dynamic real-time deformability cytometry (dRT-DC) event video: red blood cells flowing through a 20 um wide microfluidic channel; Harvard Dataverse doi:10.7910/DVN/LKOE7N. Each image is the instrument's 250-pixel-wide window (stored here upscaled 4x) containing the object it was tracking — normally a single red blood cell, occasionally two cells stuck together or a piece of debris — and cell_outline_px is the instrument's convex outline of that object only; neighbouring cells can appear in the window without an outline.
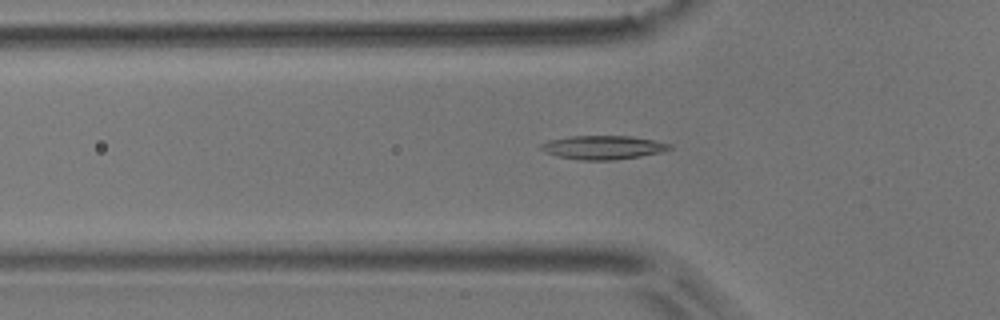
{"species": "common noctule bat (a hibernating species)", "species_latin": "Nyctalus noctula", "temperature_condition": "room temperature", "stored_images_in_passage": 55, "camera_frame_rate_fps": 3000, "um_per_image_px": 0.085, "animal": {"sex": "male", "body_mass_g": 17.9}, "frame": {"image": 1, "passage_image": 18, "time_ms": 5.667, "image_size_px": [1000, 320], "cell_outline_px": [[672, 148], [664, 152], [640, 156], [612, 160], [580, 160], [560, 156], [544, 152], [540, 148], [540, 144], [548, 140], [568, 136], [632, 136], [672, 144]], "centroid_in_image_um": [51.26, 12.52], "position_along_channel_um": 74.5, "area_um2": 17.8}}
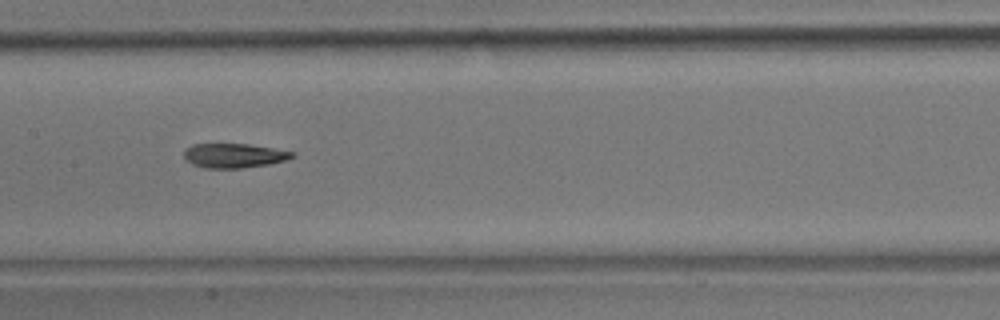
{"frame": {"image": 2, "passage_image": 27, "time_ms": 8.667, "image_size_px": [1000, 320], "cell_outline_px": [[296, 156], [288, 160], [268, 164], [244, 168], [204, 168], [192, 164], [184, 160], [184, 148], [192, 144], [248, 144], [296, 152]], "centroid_in_image_um": [19.88, 13.23], "position_along_channel_um": 187.5, "area_um2": 15.61}}
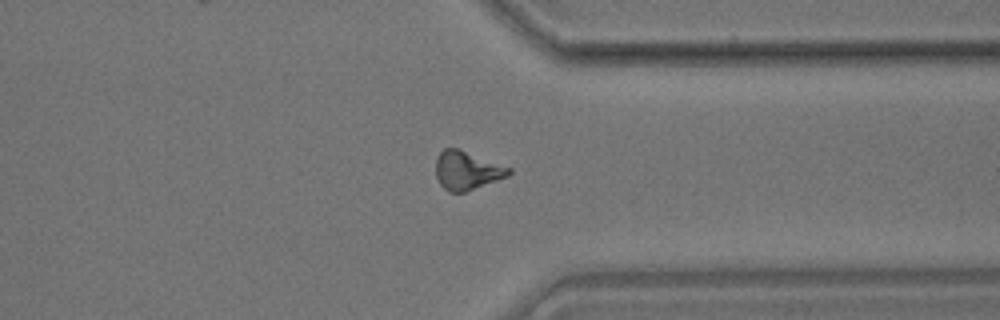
{"frame": {"image": 3, "passage_image": 42, "time_ms": 13.667, "image_size_px": [1000, 320], "cell_outline_px": [[512, 172], [508, 176], [464, 192], [448, 192], [440, 184], [436, 176], [436, 156], [444, 148], [456, 148], [512, 168]], "centroid_in_image_um": [39.67, 14.49], "position_along_channel_um": 371.7, "area_um2": 16.24}, "authors_computed_cell_mechanics": {"area_um2": 16.1262, "velocity_mm_per_s": 3.7335, "shape_relaxation_time_tau1_ms": 8.941, "shape_relaxation_time_tau2_ms": 2.698, "deformation_change_tau1": 0.2266, "deformation_change_tau2": 0.1036}}